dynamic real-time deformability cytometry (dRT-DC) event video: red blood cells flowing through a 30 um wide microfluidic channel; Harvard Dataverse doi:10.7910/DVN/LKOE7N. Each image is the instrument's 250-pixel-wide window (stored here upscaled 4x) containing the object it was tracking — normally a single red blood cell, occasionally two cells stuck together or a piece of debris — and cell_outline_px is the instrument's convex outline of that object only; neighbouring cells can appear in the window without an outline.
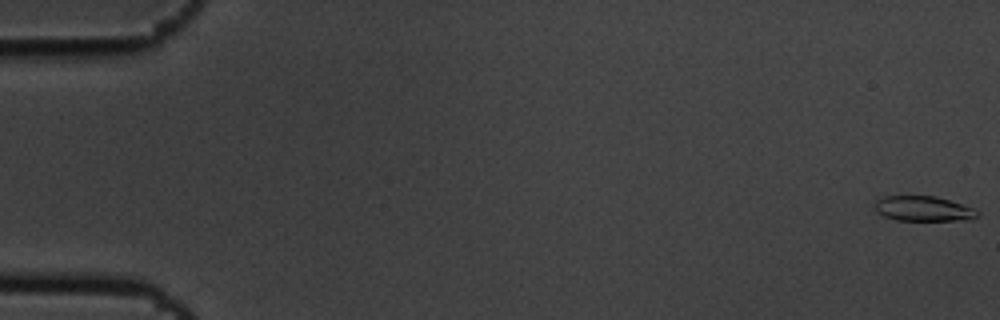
{"species": "common noctule bat (a hibernating species)", "species_latin": "Nyctalus noctula", "temperature_condition": "cold", "stored_images_in_passage": 7, "camera_frame_rate_fps": 3000, "um_per_image_px": 0.085, "animal": {"sex": "male", "body_mass_g": 19.5, "forearm_length_mm": 54.6}, "frame": {"image": 1, "passage_image": 1, "time_ms": 0.0, "image_size_px": [1000, 320], "cell_outline_px": [[980, 216], [972, 220], [896, 220], [884, 216], [876, 212], [872, 204], [880, 196], [936, 196], [976, 208], [980, 212]], "centroid_in_image_um": [78.5, 17.73], "position_along_channel_um": 6.5, "area_um2": 15.37}}
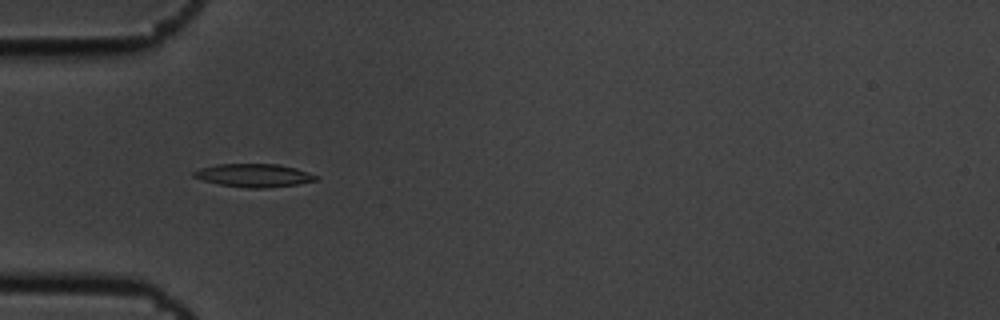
{"frame": {"image": 2, "passage_image": 6, "time_ms": 1.667, "image_size_px": [1000, 320], "cell_outline_px": [[320, 180], [296, 184], [268, 188], [248, 188], [220, 184], [204, 180], [192, 176], [192, 172], [200, 168], [216, 164], [276, 164], [296, 168], [320, 176]], "centroid_in_image_um": [21.62, 14.9], "position_along_channel_um": 63.4, "area_um2": 16.53}}
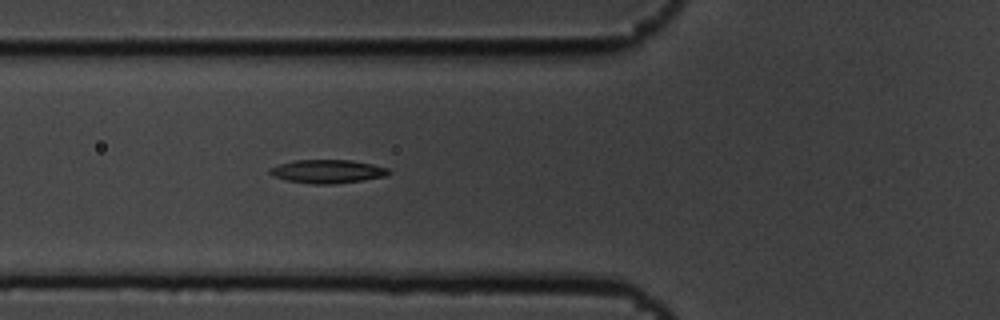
{"frame": {"image": 3, "passage_image": 7, "time_ms": 2.0, "image_size_px": [1000, 320], "cell_outline_px": [[392, 172], [388, 176], [364, 180], [332, 184], [312, 184], [288, 180], [272, 176], [268, 172], [268, 168], [280, 164], [296, 160], [352, 160], [372, 164], [388, 168]], "centroid_in_image_um": [27.86, 14.57], "position_along_channel_um": 97.9, "area_um2": 16.36}}